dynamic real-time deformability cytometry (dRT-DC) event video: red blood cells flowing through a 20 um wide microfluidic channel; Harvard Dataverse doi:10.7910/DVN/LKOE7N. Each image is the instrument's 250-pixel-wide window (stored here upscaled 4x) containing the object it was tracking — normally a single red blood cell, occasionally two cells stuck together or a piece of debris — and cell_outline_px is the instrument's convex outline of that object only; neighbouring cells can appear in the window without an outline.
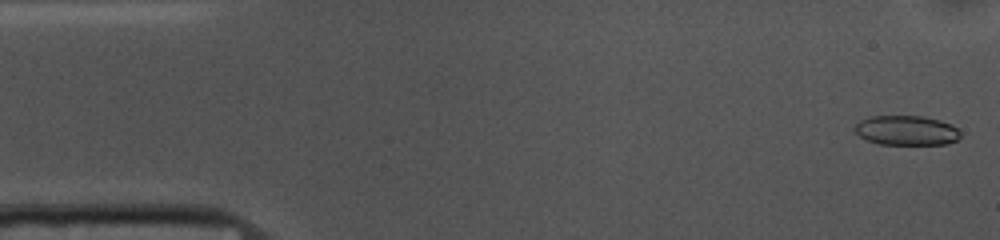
{"species": "common noctule bat (a hibernating species)", "species_latin": "Nyctalus noctula", "temperature_condition": "cold", "stored_images_in_passage": 52, "camera_frame_rate_fps": 3000, "um_per_image_px": 0.085, "animal": {"sex": "female", "body_mass_g": 10.0, "forearm_length_mm": 53.1}, "frame": {"image": 1, "passage_image": 1, "time_ms": 0.0, "image_size_px": [1000, 240], "cell_outline_px": [[960, 136], [956, 140], [948, 144], [880, 144], [868, 140], [860, 136], [852, 128], [860, 120], [872, 116], [924, 116], [940, 120], [952, 124], [960, 132]], "centroid_in_image_um": [77.05, 11.08], "position_along_channel_um": 7.9, "area_um2": 18.26}}
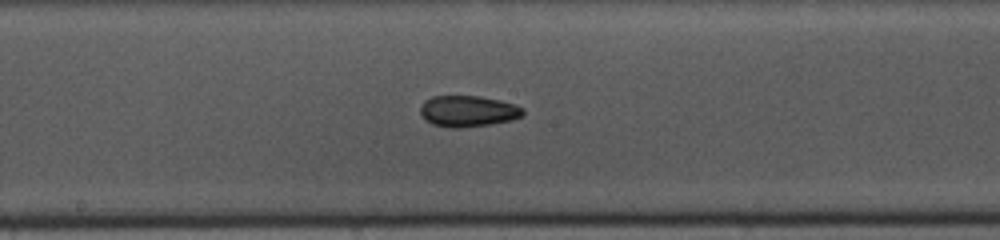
{"frame": {"image": 2, "passage_image": 26, "time_ms": 8.333, "image_size_px": [1000, 240], "cell_outline_px": [[524, 112], [520, 116], [508, 120], [488, 124], [460, 128], [448, 128], [432, 124], [424, 120], [420, 112], [420, 104], [424, 100], [432, 96], [480, 96], [500, 100], [516, 104], [524, 108]], "centroid_in_image_um": [39.72, 9.44], "position_along_channel_um": 208.5, "area_um2": 18.73}}
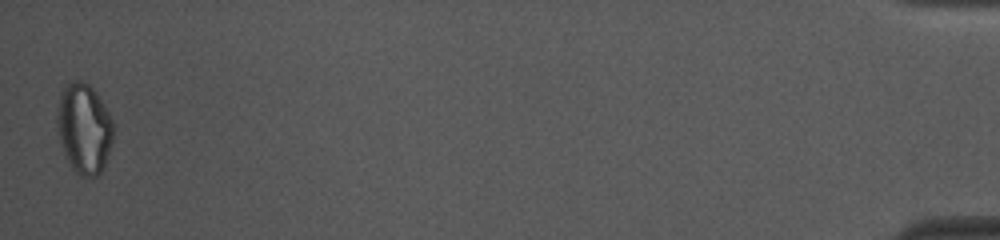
{"frame": {"image": 3, "passage_image": 52, "time_ms": 17.0, "image_size_px": [1000, 240], "cell_outline_px": [[116, 124], [112, 140], [104, 168], [96, 176], [80, 176], [72, 168], [64, 156], [60, 144], [56, 128], [56, 108], [60, 92], [72, 80], [80, 80], [88, 84], [96, 92], [104, 104]], "centroid_in_image_um": [7.13, 10.91], "position_along_channel_um": 428.1, "area_um2": 30.23}, "authors_computed_cell_mechanics": {"area_um2": 19.074, "velocity_mm_per_s": 3.6929, "shape_relaxation_time_tau1_ms": null, "shape_relaxation_time_tau2_ms": 5.5135, "deformation_change_tau1": null, "deformation_change_tau2": 0.1074}}